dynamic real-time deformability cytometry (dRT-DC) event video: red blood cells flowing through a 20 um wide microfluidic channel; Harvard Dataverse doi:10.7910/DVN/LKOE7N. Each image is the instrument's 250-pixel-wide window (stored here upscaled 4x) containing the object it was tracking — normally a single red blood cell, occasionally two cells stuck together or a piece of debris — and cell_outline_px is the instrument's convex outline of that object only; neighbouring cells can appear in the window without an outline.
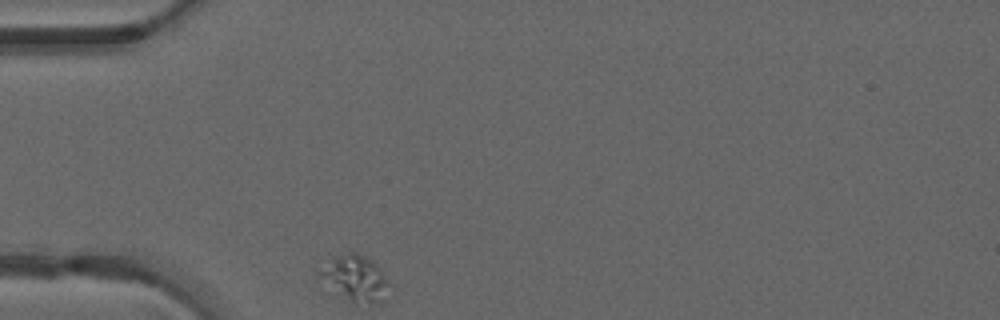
{"species": "common noctule bat (a hibernating species)", "species_latin": "Nyctalus noctula", "temperature_condition": "warm", "stored_images_in_passage": 39, "camera_frame_rate_fps": 3000, "um_per_image_px": 0.085, "animal": {"sex": "male", "forearm_length_mm": 52.5}, "frame": {"image": 1, "passage_image": 1, "time_ms": 0.0, "image_size_px": [1000, 320], "cell_outline_px": [[388, 280], [380, 300], [372, 304], [356, 304], [316, 276], [336, 256], [348, 252], [356, 252], [372, 260], [384, 272]], "centroid_in_image_um": [30.2, 23.62], "position_along_channel_um": 54.8, "area_um2": 17.51}}
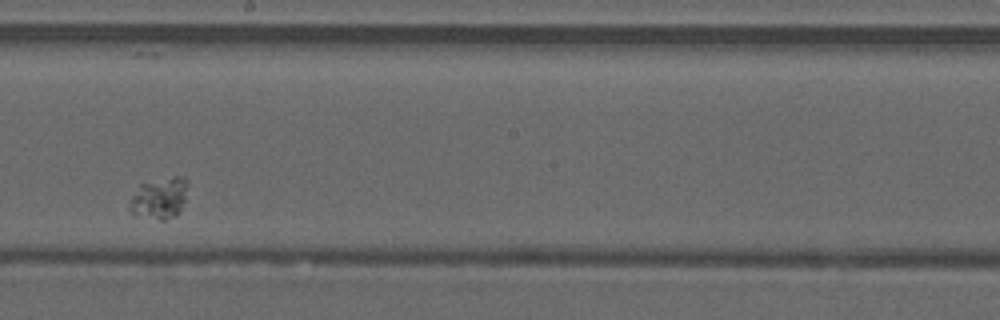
{"frame": {"image": 2, "passage_image": 17, "time_ms": 5.333, "image_size_px": [1000, 320], "cell_outline_px": [[184, 200], [180, 208], [172, 216], [164, 220], [160, 220], [132, 216], [128, 212], [128, 204], [132, 196], [140, 184], [172, 176], [184, 176]], "centroid_in_image_um": [13.43, 16.88], "position_along_channel_um": 234.8, "area_um2": 13.76}}
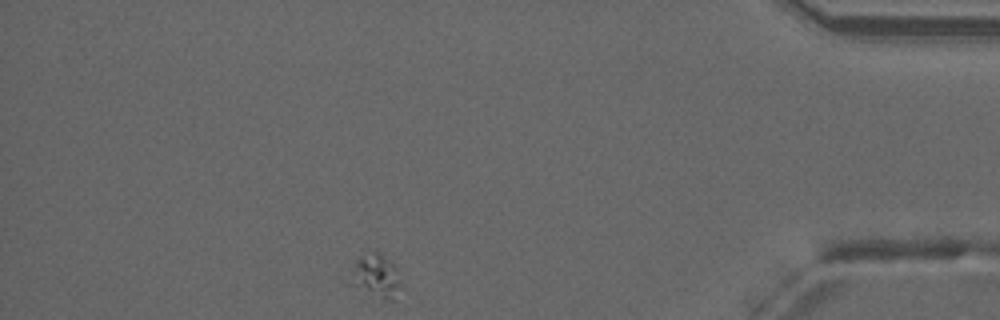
{"frame": {"image": 3, "passage_image": 34, "time_ms": 11.0, "image_size_px": [1000, 320], "cell_outline_px": [[404, 288], [396, 300], [384, 300], [344, 284], [344, 280], [352, 264], [356, 260], [376, 252], [380, 252], [396, 268]], "centroid_in_image_um": [31.89, 23.56], "position_along_channel_um": 403.3, "area_um2": 13.7}}